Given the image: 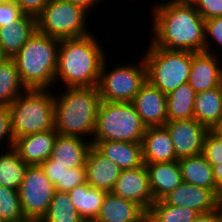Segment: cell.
Returning a JSON list of instances; mask_svg holds the SVG:
<instances>
[{"label": "cell", "mask_w": 222, "mask_h": 222, "mask_svg": "<svg viewBox=\"0 0 222 222\" xmlns=\"http://www.w3.org/2000/svg\"><path fill=\"white\" fill-rule=\"evenodd\" d=\"M159 2L151 9L150 42L169 50L204 52L205 20L195 5L178 0Z\"/></svg>", "instance_id": "obj_1"}, {"label": "cell", "mask_w": 222, "mask_h": 222, "mask_svg": "<svg viewBox=\"0 0 222 222\" xmlns=\"http://www.w3.org/2000/svg\"><path fill=\"white\" fill-rule=\"evenodd\" d=\"M95 36L60 40L55 84L60 80L65 87H97L107 52Z\"/></svg>", "instance_id": "obj_2"}, {"label": "cell", "mask_w": 222, "mask_h": 222, "mask_svg": "<svg viewBox=\"0 0 222 222\" xmlns=\"http://www.w3.org/2000/svg\"><path fill=\"white\" fill-rule=\"evenodd\" d=\"M54 94L55 130L64 136L92 141L101 103L97 87H65ZM59 95V96H58ZM89 136L90 137L89 139Z\"/></svg>", "instance_id": "obj_3"}, {"label": "cell", "mask_w": 222, "mask_h": 222, "mask_svg": "<svg viewBox=\"0 0 222 222\" xmlns=\"http://www.w3.org/2000/svg\"><path fill=\"white\" fill-rule=\"evenodd\" d=\"M60 39L36 31L12 58L27 89H53Z\"/></svg>", "instance_id": "obj_4"}, {"label": "cell", "mask_w": 222, "mask_h": 222, "mask_svg": "<svg viewBox=\"0 0 222 222\" xmlns=\"http://www.w3.org/2000/svg\"><path fill=\"white\" fill-rule=\"evenodd\" d=\"M12 133L19 137L55 130L54 93L51 89H27L9 106Z\"/></svg>", "instance_id": "obj_5"}, {"label": "cell", "mask_w": 222, "mask_h": 222, "mask_svg": "<svg viewBox=\"0 0 222 222\" xmlns=\"http://www.w3.org/2000/svg\"><path fill=\"white\" fill-rule=\"evenodd\" d=\"M142 57L147 67V80L165 95L188 83L193 52L149 46Z\"/></svg>", "instance_id": "obj_6"}, {"label": "cell", "mask_w": 222, "mask_h": 222, "mask_svg": "<svg viewBox=\"0 0 222 222\" xmlns=\"http://www.w3.org/2000/svg\"><path fill=\"white\" fill-rule=\"evenodd\" d=\"M145 130L131 102L101 101L92 141L142 143Z\"/></svg>", "instance_id": "obj_7"}, {"label": "cell", "mask_w": 222, "mask_h": 222, "mask_svg": "<svg viewBox=\"0 0 222 222\" xmlns=\"http://www.w3.org/2000/svg\"><path fill=\"white\" fill-rule=\"evenodd\" d=\"M107 58L101 66L97 85L101 101L132 102L141 86L147 81L144 58H140L137 63L133 61L124 63L125 65H117L112 70L107 67Z\"/></svg>", "instance_id": "obj_8"}, {"label": "cell", "mask_w": 222, "mask_h": 222, "mask_svg": "<svg viewBox=\"0 0 222 222\" xmlns=\"http://www.w3.org/2000/svg\"><path fill=\"white\" fill-rule=\"evenodd\" d=\"M89 14L82 8L65 0H50L36 17L37 31L57 39L84 37Z\"/></svg>", "instance_id": "obj_9"}, {"label": "cell", "mask_w": 222, "mask_h": 222, "mask_svg": "<svg viewBox=\"0 0 222 222\" xmlns=\"http://www.w3.org/2000/svg\"><path fill=\"white\" fill-rule=\"evenodd\" d=\"M55 187L40 165L28 166L18 189L23 215L28 222H40L47 214Z\"/></svg>", "instance_id": "obj_10"}, {"label": "cell", "mask_w": 222, "mask_h": 222, "mask_svg": "<svg viewBox=\"0 0 222 222\" xmlns=\"http://www.w3.org/2000/svg\"><path fill=\"white\" fill-rule=\"evenodd\" d=\"M164 126L171 135L177 159L203 152V141L209 130L195 118L167 121Z\"/></svg>", "instance_id": "obj_11"}, {"label": "cell", "mask_w": 222, "mask_h": 222, "mask_svg": "<svg viewBox=\"0 0 222 222\" xmlns=\"http://www.w3.org/2000/svg\"><path fill=\"white\" fill-rule=\"evenodd\" d=\"M111 193L136 202L146 212L155 201L145 164L134 169L121 170Z\"/></svg>", "instance_id": "obj_12"}, {"label": "cell", "mask_w": 222, "mask_h": 222, "mask_svg": "<svg viewBox=\"0 0 222 222\" xmlns=\"http://www.w3.org/2000/svg\"><path fill=\"white\" fill-rule=\"evenodd\" d=\"M147 127L164 126L167 122V97L148 80L131 102Z\"/></svg>", "instance_id": "obj_13"}, {"label": "cell", "mask_w": 222, "mask_h": 222, "mask_svg": "<svg viewBox=\"0 0 222 222\" xmlns=\"http://www.w3.org/2000/svg\"><path fill=\"white\" fill-rule=\"evenodd\" d=\"M188 84L195 93L204 92L222 85V61L208 52H193Z\"/></svg>", "instance_id": "obj_14"}, {"label": "cell", "mask_w": 222, "mask_h": 222, "mask_svg": "<svg viewBox=\"0 0 222 222\" xmlns=\"http://www.w3.org/2000/svg\"><path fill=\"white\" fill-rule=\"evenodd\" d=\"M162 200L168 205L191 208L199 213H207L219 208V197L211 189L185 182Z\"/></svg>", "instance_id": "obj_15"}, {"label": "cell", "mask_w": 222, "mask_h": 222, "mask_svg": "<svg viewBox=\"0 0 222 222\" xmlns=\"http://www.w3.org/2000/svg\"><path fill=\"white\" fill-rule=\"evenodd\" d=\"M57 134L56 130H49L25 135L17 138L13 147L28 166L41 165L51 157Z\"/></svg>", "instance_id": "obj_16"}, {"label": "cell", "mask_w": 222, "mask_h": 222, "mask_svg": "<svg viewBox=\"0 0 222 222\" xmlns=\"http://www.w3.org/2000/svg\"><path fill=\"white\" fill-rule=\"evenodd\" d=\"M86 182L96 189L111 192L121 169L109 158L102 155L94 146L86 158Z\"/></svg>", "instance_id": "obj_17"}, {"label": "cell", "mask_w": 222, "mask_h": 222, "mask_svg": "<svg viewBox=\"0 0 222 222\" xmlns=\"http://www.w3.org/2000/svg\"><path fill=\"white\" fill-rule=\"evenodd\" d=\"M144 164L178 160L171 135L165 126L147 127L142 141Z\"/></svg>", "instance_id": "obj_18"}, {"label": "cell", "mask_w": 222, "mask_h": 222, "mask_svg": "<svg viewBox=\"0 0 222 222\" xmlns=\"http://www.w3.org/2000/svg\"><path fill=\"white\" fill-rule=\"evenodd\" d=\"M146 217L147 212L136 202L108 192L95 220L98 222H144Z\"/></svg>", "instance_id": "obj_19"}, {"label": "cell", "mask_w": 222, "mask_h": 222, "mask_svg": "<svg viewBox=\"0 0 222 222\" xmlns=\"http://www.w3.org/2000/svg\"><path fill=\"white\" fill-rule=\"evenodd\" d=\"M92 146L90 140L57 134L51 158L55 164L66 168L85 167L86 158Z\"/></svg>", "instance_id": "obj_20"}, {"label": "cell", "mask_w": 222, "mask_h": 222, "mask_svg": "<svg viewBox=\"0 0 222 222\" xmlns=\"http://www.w3.org/2000/svg\"><path fill=\"white\" fill-rule=\"evenodd\" d=\"M145 166L155 201L162 200L183 182L178 160L145 164Z\"/></svg>", "instance_id": "obj_21"}, {"label": "cell", "mask_w": 222, "mask_h": 222, "mask_svg": "<svg viewBox=\"0 0 222 222\" xmlns=\"http://www.w3.org/2000/svg\"><path fill=\"white\" fill-rule=\"evenodd\" d=\"M106 158L116 163L121 170L134 169L144 164L142 143L123 141H91Z\"/></svg>", "instance_id": "obj_22"}, {"label": "cell", "mask_w": 222, "mask_h": 222, "mask_svg": "<svg viewBox=\"0 0 222 222\" xmlns=\"http://www.w3.org/2000/svg\"><path fill=\"white\" fill-rule=\"evenodd\" d=\"M37 31L36 17L25 15L16 23L0 28V50L6 58H13Z\"/></svg>", "instance_id": "obj_23"}, {"label": "cell", "mask_w": 222, "mask_h": 222, "mask_svg": "<svg viewBox=\"0 0 222 222\" xmlns=\"http://www.w3.org/2000/svg\"><path fill=\"white\" fill-rule=\"evenodd\" d=\"M178 163L183 182L211 189L218 197L220 196L221 191L216 186L212 165L202 153L178 159Z\"/></svg>", "instance_id": "obj_24"}, {"label": "cell", "mask_w": 222, "mask_h": 222, "mask_svg": "<svg viewBox=\"0 0 222 222\" xmlns=\"http://www.w3.org/2000/svg\"><path fill=\"white\" fill-rule=\"evenodd\" d=\"M222 117V85L199 92L194 100V118L212 130Z\"/></svg>", "instance_id": "obj_25"}, {"label": "cell", "mask_w": 222, "mask_h": 222, "mask_svg": "<svg viewBox=\"0 0 222 222\" xmlns=\"http://www.w3.org/2000/svg\"><path fill=\"white\" fill-rule=\"evenodd\" d=\"M106 191L96 189L87 182L68 191L75 210L83 220H95L98 216Z\"/></svg>", "instance_id": "obj_26"}, {"label": "cell", "mask_w": 222, "mask_h": 222, "mask_svg": "<svg viewBox=\"0 0 222 222\" xmlns=\"http://www.w3.org/2000/svg\"><path fill=\"white\" fill-rule=\"evenodd\" d=\"M27 90L15 61L6 58L0 63V107H8Z\"/></svg>", "instance_id": "obj_27"}, {"label": "cell", "mask_w": 222, "mask_h": 222, "mask_svg": "<svg viewBox=\"0 0 222 222\" xmlns=\"http://www.w3.org/2000/svg\"><path fill=\"white\" fill-rule=\"evenodd\" d=\"M195 95V91L188 83L168 93L167 121L194 119Z\"/></svg>", "instance_id": "obj_28"}, {"label": "cell", "mask_w": 222, "mask_h": 222, "mask_svg": "<svg viewBox=\"0 0 222 222\" xmlns=\"http://www.w3.org/2000/svg\"><path fill=\"white\" fill-rule=\"evenodd\" d=\"M27 167L14 147L0 152V186L18 190Z\"/></svg>", "instance_id": "obj_29"}, {"label": "cell", "mask_w": 222, "mask_h": 222, "mask_svg": "<svg viewBox=\"0 0 222 222\" xmlns=\"http://www.w3.org/2000/svg\"><path fill=\"white\" fill-rule=\"evenodd\" d=\"M200 213L187 207H176L163 200L154 201L147 211L148 222H192Z\"/></svg>", "instance_id": "obj_30"}, {"label": "cell", "mask_w": 222, "mask_h": 222, "mask_svg": "<svg viewBox=\"0 0 222 222\" xmlns=\"http://www.w3.org/2000/svg\"><path fill=\"white\" fill-rule=\"evenodd\" d=\"M75 210L68 192L56 190L50 202L47 214L40 222H82Z\"/></svg>", "instance_id": "obj_31"}, {"label": "cell", "mask_w": 222, "mask_h": 222, "mask_svg": "<svg viewBox=\"0 0 222 222\" xmlns=\"http://www.w3.org/2000/svg\"><path fill=\"white\" fill-rule=\"evenodd\" d=\"M0 218L5 222H28L23 215L18 190L0 186Z\"/></svg>", "instance_id": "obj_32"}, {"label": "cell", "mask_w": 222, "mask_h": 222, "mask_svg": "<svg viewBox=\"0 0 222 222\" xmlns=\"http://www.w3.org/2000/svg\"><path fill=\"white\" fill-rule=\"evenodd\" d=\"M214 45L222 49V16L217 18H210L205 20V52L212 53L220 57V53L217 54V49L215 50ZM212 46V47H211Z\"/></svg>", "instance_id": "obj_33"}, {"label": "cell", "mask_w": 222, "mask_h": 222, "mask_svg": "<svg viewBox=\"0 0 222 222\" xmlns=\"http://www.w3.org/2000/svg\"><path fill=\"white\" fill-rule=\"evenodd\" d=\"M202 154L211 165L222 163V138L211 130L205 135Z\"/></svg>", "instance_id": "obj_34"}, {"label": "cell", "mask_w": 222, "mask_h": 222, "mask_svg": "<svg viewBox=\"0 0 222 222\" xmlns=\"http://www.w3.org/2000/svg\"><path fill=\"white\" fill-rule=\"evenodd\" d=\"M86 182V167L66 168L55 190L68 192Z\"/></svg>", "instance_id": "obj_35"}, {"label": "cell", "mask_w": 222, "mask_h": 222, "mask_svg": "<svg viewBox=\"0 0 222 222\" xmlns=\"http://www.w3.org/2000/svg\"><path fill=\"white\" fill-rule=\"evenodd\" d=\"M2 141H6V150L13 147L15 143L12 133L11 112L8 107H0V145L1 147H4V145H2Z\"/></svg>", "instance_id": "obj_36"}, {"label": "cell", "mask_w": 222, "mask_h": 222, "mask_svg": "<svg viewBox=\"0 0 222 222\" xmlns=\"http://www.w3.org/2000/svg\"><path fill=\"white\" fill-rule=\"evenodd\" d=\"M24 16L21 8L13 0L0 4V28L16 23Z\"/></svg>", "instance_id": "obj_37"}, {"label": "cell", "mask_w": 222, "mask_h": 222, "mask_svg": "<svg viewBox=\"0 0 222 222\" xmlns=\"http://www.w3.org/2000/svg\"><path fill=\"white\" fill-rule=\"evenodd\" d=\"M193 4L204 20L222 16V0H196Z\"/></svg>", "instance_id": "obj_38"}, {"label": "cell", "mask_w": 222, "mask_h": 222, "mask_svg": "<svg viewBox=\"0 0 222 222\" xmlns=\"http://www.w3.org/2000/svg\"><path fill=\"white\" fill-rule=\"evenodd\" d=\"M40 166L44 170V173L49 178L51 183L56 188L57 185L62 182V175L66 169V166L55 164V161L51 157L44 161Z\"/></svg>", "instance_id": "obj_39"}, {"label": "cell", "mask_w": 222, "mask_h": 222, "mask_svg": "<svg viewBox=\"0 0 222 222\" xmlns=\"http://www.w3.org/2000/svg\"><path fill=\"white\" fill-rule=\"evenodd\" d=\"M25 15L37 17L50 0H13Z\"/></svg>", "instance_id": "obj_40"}, {"label": "cell", "mask_w": 222, "mask_h": 222, "mask_svg": "<svg viewBox=\"0 0 222 222\" xmlns=\"http://www.w3.org/2000/svg\"><path fill=\"white\" fill-rule=\"evenodd\" d=\"M192 222H222L220 208L207 213H200Z\"/></svg>", "instance_id": "obj_41"}, {"label": "cell", "mask_w": 222, "mask_h": 222, "mask_svg": "<svg viewBox=\"0 0 222 222\" xmlns=\"http://www.w3.org/2000/svg\"><path fill=\"white\" fill-rule=\"evenodd\" d=\"M68 1L83 10H85L88 14L91 13L90 11L97 8V5H100V1L102 0H65ZM95 6V7H94Z\"/></svg>", "instance_id": "obj_42"}, {"label": "cell", "mask_w": 222, "mask_h": 222, "mask_svg": "<svg viewBox=\"0 0 222 222\" xmlns=\"http://www.w3.org/2000/svg\"><path fill=\"white\" fill-rule=\"evenodd\" d=\"M213 177L217 188L222 191V163L219 165H212Z\"/></svg>", "instance_id": "obj_43"}, {"label": "cell", "mask_w": 222, "mask_h": 222, "mask_svg": "<svg viewBox=\"0 0 222 222\" xmlns=\"http://www.w3.org/2000/svg\"><path fill=\"white\" fill-rule=\"evenodd\" d=\"M211 131L215 133L218 137L222 138V117Z\"/></svg>", "instance_id": "obj_44"}, {"label": "cell", "mask_w": 222, "mask_h": 222, "mask_svg": "<svg viewBox=\"0 0 222 222\" xmlns=\"http://www.w3.org/2000/svg\"><path fill=\"white\" fill-rule=\"evenodd\" d=\"M219 208H220L221 213H222V191H221L220 196H219Z\"/></svg>", "instance_id": "obj_45"}, {"label": "cell", "mask_w": 222, "mask_h": 222, "mask_svg": "<svg viewBox=\"0 0 222 222\" xmlns=\"http://www.w3.org/2000/svg\"><path fill=\"white\" fill-rule=\"evenodd\" d=\"M180 2H183V3H194L196 0H178Z\"/></svg>", "instance_id": "obj_46"}, {"label": "cell", "mask_w": 222, "mask_h": 222, "mask_svg": "<svg viewBox=\"0 0 222 222\" xmlns=\"http://www.w3.org/2000/svg\"><path fill=\"white\" fill-rule=\"evenodd\" d=\"M6 57L2 54V51L0 50V63L4 61Z\"/></svg>", "instance_id": "obj_47"}, {"label": "cell", "mask_w": 222, "mask_h": 222, "mask_svg": "<svg viewBox=\"0 0 222 222\" xmlns=\"http://www.w3.org/2000/svg\"><path fill=\"white\" fill-rule=\"evenodd\" d=\"M9 1H11V0H0V4H4V3H7Z\"/></svg>", "instance_id": "obj_48"}, {"label": "cell", "mask_w": 222, "mask_h": 222, "mask_svg": "<svg viewBox=\"0 0 222 222\" xmlns=\"http://www.w3.org/2000/svg\"><path fill=\"white\" fill-rule=\"evenodd\" d=\"M82 222H98L96 220H83Z\"/></svg>", "instance_id": "obj_49"}]
</instances>
